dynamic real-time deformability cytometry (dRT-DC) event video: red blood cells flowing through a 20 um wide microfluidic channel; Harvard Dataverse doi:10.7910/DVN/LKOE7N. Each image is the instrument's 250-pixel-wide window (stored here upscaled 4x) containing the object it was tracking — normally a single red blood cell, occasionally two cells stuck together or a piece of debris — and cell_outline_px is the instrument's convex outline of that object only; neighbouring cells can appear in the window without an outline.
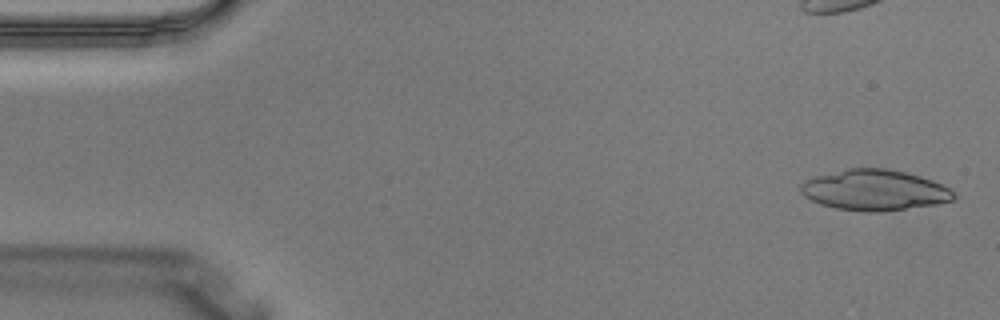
{"species": "Egyptian fruit bat (a non-hibernating species)", "species_latin": "Rousettus aegyptiacus", "temperature_condition": "warm", "stored_images_in_passage": 4, "segment_of_instrument_passage": [2, 2], "camera_frame_rate_fps": 3000, "um_per_image_px": 0.085, "animal": {"sex": "male"}, "frame": {"image": 1, "passage_image": 4, "time_ms": 1.0, "image_size_px": [1000, 320], "cell_outline_px": [[956, 200], [936, 204], [876, 212], [864, 212], [836, 208], [820, 204], [804, 196], [800, 192], [800, 184], [804, 180], [816, 176], [848, 168], [888, 168], [920, 176], [932, 180], [956, 192]], "centroid_in_image_um": [74.33, 16.16], "position_along_channel_um": 10.7, "area_um2": 36.3}}